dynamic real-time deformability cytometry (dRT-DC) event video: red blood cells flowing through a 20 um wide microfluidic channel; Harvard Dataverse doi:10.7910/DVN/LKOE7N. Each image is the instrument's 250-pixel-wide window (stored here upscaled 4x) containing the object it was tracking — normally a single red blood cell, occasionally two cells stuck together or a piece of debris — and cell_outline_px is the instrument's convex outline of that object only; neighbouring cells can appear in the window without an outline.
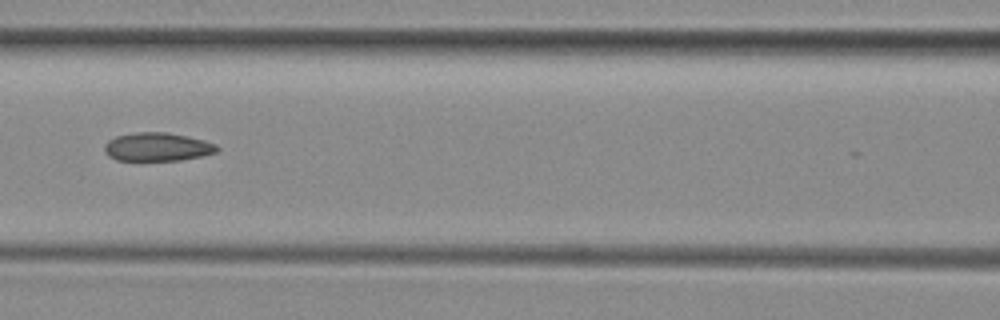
{"species": "common noctule bat (a hibernating species)", "species_latin": "Nyctalus noctula", "temperature_condition": "room temperature", "stored_images_in_passage": 5, "camera_frame_rate_fps": 3000, "um_per_image_px": 0.085, "animal": {"sex": "female", "body_mass_g": 29.2, "forearm_length_mm": 56.3}, "frame": {"image": 1, "passage_image": 5, "time_ms": 5.333, "image_size_px": [1000, 320], "cell_outline_px": [[220, 148], [216, 152], [200, 156], [180, 160], [116, 160], [108, 156], [104, 152], [104, 144], [108, 140], [116, 136], [136, 132], [164, 132], [204, 140], [216, 144]], "centroid_in_image_um": [13.34, 12.49], "position_along_channel_um": 153.3, "area_um2": 18.55}}